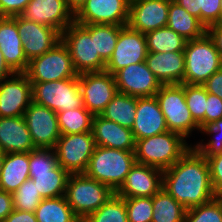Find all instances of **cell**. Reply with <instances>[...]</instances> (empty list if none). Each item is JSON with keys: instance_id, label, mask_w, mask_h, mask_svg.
Returning a JSON list of instances; mask_svg holds the SVG:
<instances>
[{"instance_id": "cell-27", "label": "cell", "mask_w": 222, "mask_h": 222, "mask_svg": "<svg viewBox=\"0 0 222 222\" xmlns=\"http://www.w3.org/2000/svg\"><path fill=\"white\" fill-rule=\"evenodd\" d=\"M167 27L175 31L187 41L203 37L206 26L195 16L188 13L185 8L170 0Z\"/></svg>"}, {"instance_id": "cell-24", "label": "cell", "mask_w": 222, "mask_h": 222, "mask_svg": "<svg viewBox=\"0 0 222 222\" xmlns=\"http://www.w3.org/2000/svg\"><path fill=\"white\" fill-rule=\"evenodd\" d=\"M92 134L96 146L135 151L136 141L132 130L100 115L93 117Z\"/></svg>"}, {"instance_id": "cell-7", "label": "cell", "mask_w": 222, "mask_h": 222, "mask_svg": "<svg viewBox=\"0 0 222 222\" xmlns=\"http://www.w3.org/2000/svg\"><path fill=\"white\" fill-rule=\"evenodd\" d=\"M155 96L169 131L178 133L185 139L193 130L201 131L186 104L184 83L162 85Z\"/></svg>"}, {"instance_id": "cell-11", "label": "cell", "mask_w": 222, "mask_h": 222, "mask_svg": "<svg viewBox=\"0 0 222 222\" xmlns=\"http://www.w3.org/2000/svg\"><path fill=\"white\" fill-rule=\"evenodd\" d=\"M129 7V0H86L74 13V21L81 25L126 26L129 19Z\"/></svg>"}, {"instance_id": "cell-22", "label": "cell", "mask_w": 222, "mask_h": 222, "mask_svg": "<svg viewBox=\"0 0 222 222\" xmlns=\"http://www.w3.org/2000/svg\"><path fill=\"white\" fill-rule=\"evenodd\" d=\"M0 50L7 65L15 73H25L29 61L23 52V44L14 17H0Z\"/></svg>"}, {"instance_id": "cell-33", "label": "cell", "mask_w": 222, "mask_h": 222, "mask_svg": "<svg viewBox=\"0 0 222 222\" xmlns=\"http://www.w3.org/2000/svg\"><path fill=\"white\" fill-rule=\"evenodd\" d=\"M93 117L94 115L85 107L57 113L60 134L66 135L92 131Z\"/></svg>"}, {"instance_id": "cell-52", "label": "cell", "mask_w": 222, "mask_h": 222, "mask_svg": "<svg viewBox=\"0 0 222 222\" xmlns=\"http://www.w3.org/2000/svg\"><path fill=\"white\" fill-rule=\"evenodd\" d=\"M67 5L75 13L86 0H65Z\"/></svg>"}, {"instance_id": "cell-18", "label": "cell", "mask_w": 222, "mask_h": 222, "mask_svg": "<svg viewBox=\"0 0 222 222\" xmlns=\"http://www.w3.org/2000/svg\"><path fill=\"white\" fill-rule=\"evenodd\" d=\"M20 16L60 33L74 22V12L65 0H30Z\"/></svg>"}, {"instance_id": "cell-6", "label": "cell", "mask_w": 222, "mask_h": 222, "mask_svg": "<svg viewBox=\"0 0 222 222\" xmlns=\"http://www.w3.org/2000/svg\"><path fill=\"white\" fill-rule=\"evenodd\" d=\"M184 56L185 84L202 85L222 67L220 53L207 33L201 38L187 41Z\"/></svg>"}, {"instance_id": "cell-8", "label": "cell", "mask_w": 222, "mask_h": 222, "mask_svg": "<svg viewBox=\"0 0 222 222\" xmlns=\"http://www.w3.org/2000/svg\"><path fill=\"white\" fill-rule=\"evenodd\" d=\"M32 83V101L59 113L84 107L78 76L63 80Z\"/></svg>"}, {"instance_id": "cell-46", "label": "cell", "mask_w": 222, "mask_h": 222, "mask_svg": "<svg viewBox=\"0 0 222 222\" xmlns=\"http://www.w3.org/2000/svg\"><path fill=\"white\" fill-rule=\"evenodd\" d=\"M202 86L208 93L222 99V67L217 72L213 73Z\"/></svg>"}, {"instance_id": "cell-32", "label": "cell", "mask_w": 222, "mask_h": 222, "mask_svg": "<svg viewBox=\"0 0 222 222\" xmlns=\"http://www.w3.org/2000/svg\"><path fill=\"white\" fill-rule=\"evenodd\" d=\"M145 38L148 52L184 51L187 43L186 39L167 26L147 32Z\"/></svg>"}, {"instance_id": "cell-35", "label": "cell", "mask_w": 222, "mask_h": 222, "mask_svg": "<svg viewBox=\"0 0 222 222\" xmlns=\"http://www.w3.org/2000/svg\"><path fill=\"white\" fill-rule=\"evenodd\" d=\"M119 25L95 24V53L107 63L112 57L121 31Z\"/></svg>"}, {"instance_id": "cell-28", "label": "cell", "mask_w": 222, "mask_h": 222, "mask_svg": "<svg viewBox=\"0 0 222 222\" xmlns=\"http://www.w3.org/2000/svg\"><path fill=\"white\" fill-rule=\"evenodd\" d=\"M137 97L117 92L100 116L122 127L132 129L135 121Z\"/></svg>"}, {"instance_id": "cell-54", "label": "cell", "mask_w": 222, "mask_h": 222, "mask_svg": "<svg viewBox=\"0 0 222 222\" xmlns=\"http://www.w3.org/2000/svg\"><path fill=\"white\" fill-rule=\"evenodd\" d=\"M221 8H220V23H222V0H221Z\"/></svg>"}, {"instance_id": "cell-20", "label": "cell", "mask_w": 222, "mask_h": 222, "mask_svg": "<svg viewBox=\"0 0 222 222\" xmlns=\"http://www.w3.org/2000/svg\"><path fill=\"white\" fill-rule=\"evenodd\" d=\"M170 0H134L130 2L128 26L146 34L167 26Z\"/></svg>"}, {"instance_id": "cell-15", "label": "cell", "mask_w": 222, "mask_h": 222, "mask_svg": "<svg viewBox=\"0 0 222 222\" xmlns=\"http://www.w3.org/2000/svg\"><path fill=\"white\" fill-rule=\"evenodd\" d=\"M117 91L135 97H152L162 84L148 69L146 62L121 68L113 74Z\"/></svg>"}, {"instance_id": "cell-23", "label": "cell", "mask_w": 222, "mask_h": 222, "mask_svg": "<svg viewBox=\"0 0 222 222\" xmlns=\"http://www.w3.org/2000/svg\"><path fill=\"white\" fill-rule=\"evenodd\" d=\"M145 62L148 69L162 85L183 84L185 74L184 51L148 52Z\"/></svg>"}, {"instance_id": "cell-36", "label": "cell", "mask_w": 222, "mask_h": 222, "mask_svg": "<svg viewBox=\"0 0 222 222\" xmlns=\"http://www.w3.org/2000/svg\"><path fill=\"white\" fill-rule=\"evenodd\" d=\"M184 94L193 119L199 124L200 130L203 129L205 127L207 91L202 85L184 83Z\"/></svg>"}, {"instance_id": "cell-43", "label": "cell", "mask_w": 222, "mask_h": 222, "mask_svg": "<svg viewBox=\"0 0 222 222\" xmlns=\"http://www.w3.org/2000/svg\"><path fill=\"white\" fill-rule=\"evenodd\" d=\"M211 182L216 197L222 198V152L207 158Z\"/></svg>"}, {"instance_id": "cell-45", "label": "cell", "mask_w": 222, "mask_h": 222, "mask_svg": "<svg viewBox=\"0 0 222 222\" xmlns=\"http://www.w3.org/2000/svg\"><path fill=\"white\" fill-rule=\"evenodd\" d=\"M30 0H0V17L19 16Z\"/></svg>"}, {"instance_id": "cell-42", "label": "cell", "mask_w": 222, "mask_h": 222, "mask_svg": "<svg viewBox=\"0 0 222 222\" xmlns=\"http://www.w3.org/2000/svg\"><path fill=\"white\" fill-rule=\"evenodd\" d=\"M221 0H199L200 21L206 26L220 23Z\"/></svg>"}, {"instance_id": "cell-44", "label": "cell", "mask_w": 222, "mask_h": 222, "mask_svg": "<svg viewBox=\"0 0 222 222\" xmlns=\"http://www.w3.org/2000/svg\"><path fill=\"white\" fill-rule=\"evenodd\" d=\"M219 119H222V99L207 92L205 127L210 126Z\"/></svg>"}, {"instance_id": "cell-4", "label": "cell", "mask_w": 222, "mask_h": 222, "mask_svg": "<svg viewBox=\"0 0 222 222\" xmlns=\"http://www.w3.org/2000/svg\"><path fill=\"white\" fill-rule=\"evenodd\" d=\"M61 41L66 45L73 66L79 74L104 71L106 62L95 53V24H70L61 32Z\"/></svg>"}, {"instance_id": "cell-2", "label": "cell", "mask_w": 222, "mask_h": 222, "mask_svg": "<svg viewBox=\"0 0 222 222\" xmlns=\"http://www.w3.org/2000/svg\"><path fill=\"white\" fill-rule=\"evenodd\" d=\"M191 147L180 134L166 131L136 140L135 160L137 163L166 170L173 166Z\"/></svg>"}, {"instance_id": "cell-10", "label": "cell", "mask_w": 222, "mask_h": 222, "mask_svg": "<svg viewBox=\"0 0 222 222\" xmlns=\"http://www.w3.org/2000/svg\"><path fill=\"white\" fill-rule=\"evenodd\" d=\"M96 144L92 131L61 135L54 147L58 164L70 174L84 173Z\"/></svg>"}, {"instance_id": "cell-26", "label": "cell", "mask_w": 222, "mask_h": 222, "mask_svg": "<svg viewBox=\"0 0 222 222\" xmlns=\"http://www.w3.org/2000/svg\"><path fill=\"white\" fill-rule=\"evenodd\" d=\"M27 179H29V152L5 154L0 176V190L12 194Z\"/></svg>"}, {"instance_id": "cell-17", "label": "cell", "mask_w": 222, "mask_h": 222, "mask_svg": "<svg viewBox=\"0 0 222 222\" xmlns=\"http://www.w3.org/2000/svg\"><path fill=\"white\" fill-rule=\"evenodd\" d=\"M15 22L28 61L46 53L61 41V33L50 26L32 22L20 15L15 16Z\"/></svg>"}, {"instance_id": "cell-53", "label": "cell", "mask_w": 222, "mask_h": 222, "mask_svg": "<svg viewBox=\"0 0 222 222\" xmlns=\"http://www.w3.org/2000/svg\"><path fill=\"white\" fill-rule=\"evenodd\" d=\"M4 155L5 154L2 151H0V176H1V169H2V163H3Z\"/></svg>"}, {"instance_id": "cell-37", "label": "cell", "mask_w": 222, "mask_h": 222, "mask_svg": "<svg viewBox=\"0 0 222 222\" xmlns=\"http://www.w3.org/2000/svg\"><path fill=\"white\" fill-rule=\"evenodd\" d=\"M13 207L16 210L35 212L43 200L32 179H27L12 193Z\"/></svg>"}, {"instance_id": "cell-14", "label": "cell", "mask_w": 222, "mask_h": 222, "mask_svg": "<svg viewBox=\"0 0 222 222\" xmlns=\"http://www.w3.org/2000/svg\"><path fill=\"white\" fill-rule=\"evenodd\" d=\"M145 34L128 25L122 26L112 57L106 63L105 71L114 74L131 64L145 62L147 56Z\"/></svg>"}, {"instance_id": "cell-47", "label": "cell", "mask_w": 222, "mask_h": 222, "mask_svg": "<svg viewBox=\"0 0 222 222\" xmlns=\"http://www.w3.org/2000/svg\"><path fill=\"white\" fill-rule=\"evenodd\" d=\"M12 194L0 190V222H4V219L13 211Z\"/></svg>"}, {"instance_id": "cell-48", "label": "cell", "mask_w": 222, "mask_h": 222, "mask_svg": "<svg viewBox=\"0 0 222 222\" xmlns=\"http://www.w3.org/2000/svg\"><path fill=\"white\" fill-rule=\"evenodd\" d=\"M4 222H37L34 212L13 209Z\"/></svg>"}, {"instance_id": "cell-21", "label": "cell", "mask_w": 222, "mask_h": 222, "mask_svg": "<svg viewBox=\"0 0 222 222\" xmlns=\"http://www.w3.org/2000/svg\"><path fill=\"white\" fill-rule=\"evenodd\" d=\"M131 130L135 141L168 131L156 96L137 97L135 121Z\"/></svg>"}, {"instance_id": "cell-49", "label": "cell", "mask_w": 222, "mask_h": 222, "mask_svg": "<svg viewBox=\"0 0 222 222\" xmlns=\"http://www.w3.org/2000/svg\"><path fill=\"white\" fill-rule=\"evenodd\" d=\"M206 33L213 40L215 47L219 51L222 58V23L208 26Z\"/></svg>"}, {"instance_id": "cell-3", "label": "cell", "mask_w": 222, "mask_h": 222, "mask_svg": "<svg viewBox=\"0 0 222 222\" xmlns=\"http://www.w3.org/2000/svg\"><path fill=\"white\" fill-rule=\"evenodd\" d=\"M135 163L134 151L96 146L84 174L116 192Z\"/></svg>"}, {"instance_id": "cell-30", "label": "cell", "mask_w": 222, "mask_h": 222, "mask_svg": "<svg viewBox=\"0 0 222 222\" xmlns=\"http://www.w3.org/2000/svg\"><path fill=\"white\" fill-rule=\"evenodd\" d=\"M37 222H78L65 196L43 199L35 210Z\"/></svg>"}, {"instance_id": "cell-39", "label": "cell", "mask_w": 222, "mask_h": 222, "mask_svg": "<svg viewBox=\"0 0 222 222\" xmlns=\"http://www.w3.org/2000/svg\"><path fill=\"white\" fill-rule=\"evenodd\" d=\"M128 222H152V197L124 198Z\"/></svg>"}, {"instance_id": "cell-29", "label": "cell", "mask_w": 222, "mask_h": 222, "mask_svg": "<svg viewBox=\"0 0 222 222\" xmlns=\"http://www.w3.org/2000/svg\"><path fill=\"white\" fill-rule=\"evenodd\" d=\"M70 173L59 164L51 172L35 173L30 179L43 199L65 196Z\"/></svg>"}, {"instance_id": "cell-38", "label": "cell", "mask_w": 222, "mask_h": 222, "mask_svg": "<svg viewBox=\"0 0 222 222\" xmlns=\"http://www.w3.org/2000/svg\"><path fill=\"white\" fill-rule=\"evenodd\" d=\"M184 222H222V198L215 197L207 203L188 209Z\"/></svg>"}, {"instance_id": "cell-1", "label": "cell", "mask_w": 222, "mask_h": 222, "mask_svg": "<svg viewBox=\"0 0 222 222\" xmlns=\"http://www.w3.org/2000/svg\"><path fill=\"white\" fill-rule=\"evenodd\" d=\"M187 210L214 199L210 167L193 146L170 168L163 171V186Z\"/></svg>"}, {"instance_id": "cell-9", "label": "cell", "mask_w": 222, "mask_h": 222, "mask_svg": "<svg viewBox=\"0 0 222 222\" xmlns=\"http://www.w3.org/2000/svg\"><path fill=\"white\" fill-rule=\"evenodd\" d=\"M25 74L30 82H48L78 76L69 50L62 41L46 53L31 59Z\"/></svg>"}, {"instance_id": "cell-5", "label": "cell", "mask_w": 222, "mask_h": 222, "mask_svg": "<svg viewBox=\"0 0 222 222\" xmlns=\"http://www.w3.org/2000/svg\"><path fill=\"white\" fill-rule=\"evenodd\" d=\"M115 192L107 185L86 176L84 173L70 174L65 198L80 220H85L97 211Z\"/></svg>"}, {"instance_id": "cell-19", "label": "cell", "mask_w": 222, "mask_h": 222, "mask_svg": "<svg viewBox=\"0 0 222 222\" xmlns=\"http://www.w3.org/2000/svg\"><path fill=\"white\" fill-rule=\"evenodd\" d=\"M162 186L163 170L136 162L115 193L123 198L153 197Z\"/></svg>"}, {"instance_id": "cell-40", "label": "cell", "mask_w": 222, "mask_h": 222, "mask_svg": "<svg viewBox=\"0 0 222 222\" xmlns=\"http://www.w3.org/2000/svg\"><path fill=\"white\" fill-rule=\"evenodd\" d=\"M57 165L54 149L36 148L29 152V178L35 173H49Z\"/></svg>"}, {"instance_id": "cell-51", "label": "cell", "mask_w": 222, "mask_h": 222, "mask_svg": "<svg viewBox=\"0 0 222 222\" xmlns=\"http://www.w3.org/2000/svg\"><path fill=\"white\" fill-rule=\"evenodd\" d=\"M13 74H15V72L7 65L0 50V82L11 77Z\"/></svg>"}, {"instance_id": "cell-16", "label": "cell", "mask_w": 222, "mask_h": 222, "mask_svg": "<svg viewBox=\"0 0 222 222\" xmlns=\"http://www.w3.org/2000/svg\"><path fill=\"white\" fill-rule=\"evenodd\" d=\"M32 102V83L25 73L0 82V117L23 116Z\"/></svg>"}, {"instance_id": "cell-50", "label": "cell", "mask_w": 222, "mask_h": 222, "mask_svg": "<svg viewBox=\"0 0 222 222\" xmlns=\"http://www.w3.org/2000/svg\"><path fill=\"white\" fill-rule=\"evenodd\" d=\"M191 15L197 17L200 20V8L199 0H173Z\"/></svg>"}, {"instance_id": "cell-12", "label": "cell", "mask_w": 222, "mask_h": 222, "mask_svg": "<svg viewBox=\"0 0 222 222\" xmlns=\"http://www.w3.org/2000/svg\"><path fill=\"white\" fill-rule=\"evenodd\" d=\"M78 83L84 107L93 115H100L118 92L114 76L105 70L79 74Z\"/></svg>"}, {"instance_id": "cell-31", "label": "cell", "mask_w": 222, "mask_h": 222, "mask_svg": "<svg viewBox=\"0 0 222 222\" xmlns=\"http://www.w3.org/2000/svg\"><path fill=\"white\" fill-rule=\"evenodd\" d=\"M152 222H184L187 209L163 188L152 197Z\"/></svg>"}, {"instance_id": "cell-34", "label": "cell", "mask_w": 222, "mask_h": 222, "mask_svg": "<svg viewBox=\"0 0 222 222\" xmlns=\"http://www.w3.org/2000/svg\"><path fill=\"white\" fill-rule=\"evenodd\" d=\"M85 222H128L124 198L115 193L97 211L90 214Z\"/></svg>"}, {"instance_id": "cell-25", "label": "cell", "mask_w": 222, "mask_h": 222, "mask_svg": "<svg viewBox=\"0 0 222 222\" xmlns=\"http://www.w3.org/2000/svg\"><path fill=\"white\" fill-rule=\"evenodd\" d=\"M31 134L23 116L0 117V151L4 154L33 151Z\"/></svg>"}, {"instance_id": "cell-41", "label": "cell", "mask_w": 222, "mask_h": 222, "mask_svg": "<svg viewBox=\"0 0 222 222\" xmlns=\"http://www.w3.org/2000/svg\"><path fill=\"white\" fill-rule=\"evenodd\" d=\"M200 132L212 135V138L209 139L208 143L200 141L193 146L199 153L208 158L222 152V119L215 121L210 126L204 127Z\"/></svg>"}, {"instance_id": "cell-13", "label": "cell", "mask_w": 222, "mask_h": 222, "mask_svg": "<svg viewBox=\"0 0 222 222\" xmlns=\"http://www.w3.org/2000/svg\"><path fill=\"white\" fill-rule=\"evenodd\" d=\"M23 117L35 148L54 149L61 136L57 113L32 101Z\"/></svg>"}]
</instances>
